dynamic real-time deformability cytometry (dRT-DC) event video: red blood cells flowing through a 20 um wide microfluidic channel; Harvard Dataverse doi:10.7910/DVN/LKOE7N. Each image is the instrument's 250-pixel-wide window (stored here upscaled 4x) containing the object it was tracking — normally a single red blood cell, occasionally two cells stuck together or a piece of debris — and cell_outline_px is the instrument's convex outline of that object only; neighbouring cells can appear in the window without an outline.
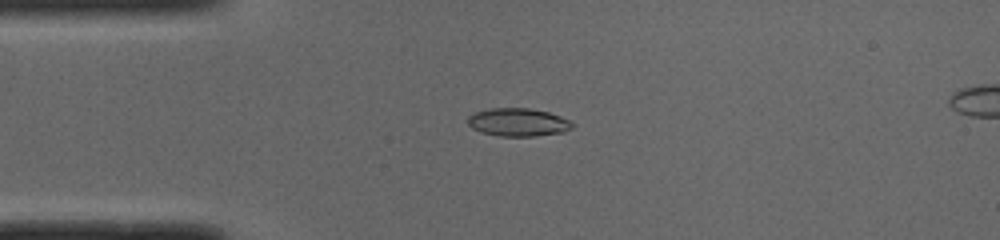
{"species": "common noctule bat (a hibernating species)", "species_latin": "Nyctalus noctula", "temperature_condition": "cold", "stored_images_in_passage": 40, "camera_frame_rate_fps": 3000, "um_per_image_px": 0.085, "animal": {"sex": "male", "body_mass_g": 19.0, "forearm_length_mm": 50.8}, "frame": {"image": 1, "passage_image": 1, "time_ms": 0.0, "image_size_px": [1000, 240], "cell_outline_px": [[576, 124], [572, 128], [564, 132], [536, 136], [500, 136], [480, 132], [472, 128], [468, 124], [468, 116], [476, 112], [488, 108], [528, 108], [548, 112], [560, 116]], "centroid_in_image_um": [44.04, 10.39], "position_along_channel_um": 41.0, "area_um2": 17.17}}
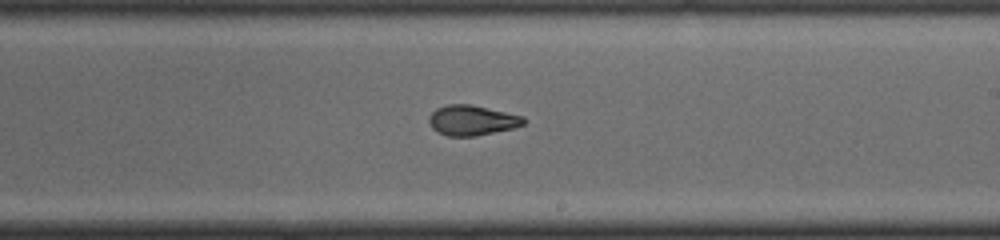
{"frame": {"image": 2, "passage_image": 18, "time_ms": 5.667, "image_size_px": [1000, 240], "cell_outline_px": [[524, 124], [512, 128], [476, 136], [448, 136], [436, 132], [432, 128], [428, 120], [428, 116], [436, 108], [448, 104], [472, 104], [524, 116]], "centroid_in_image_um": [40.08, 10.22], "position_along_channel_um": 248.9, "area_um2": 16.7}}
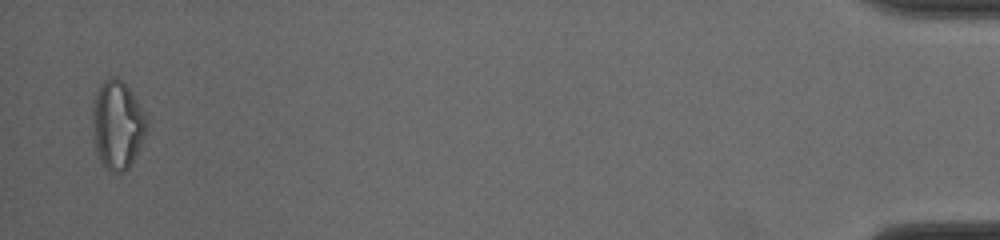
{"frame": {"image": 3, "passage_image": 38, "time_ms": 12.333, "image_size_px": [1000, 240], "cell_outline_px": [[148, 124], [144, 136], [128, 168], [124, 172], [108, 172], [104, 168], [100, 160], [96, 148], [92, 124], [92, 104], [96, 88], [104, 80], [120, 80], [128, 88], [136, 100], [148, 120]], "centroid_in_image_um": [9.94, 10.64], "position_along_channel_um": 425.3, "area_um2": 27.46}}